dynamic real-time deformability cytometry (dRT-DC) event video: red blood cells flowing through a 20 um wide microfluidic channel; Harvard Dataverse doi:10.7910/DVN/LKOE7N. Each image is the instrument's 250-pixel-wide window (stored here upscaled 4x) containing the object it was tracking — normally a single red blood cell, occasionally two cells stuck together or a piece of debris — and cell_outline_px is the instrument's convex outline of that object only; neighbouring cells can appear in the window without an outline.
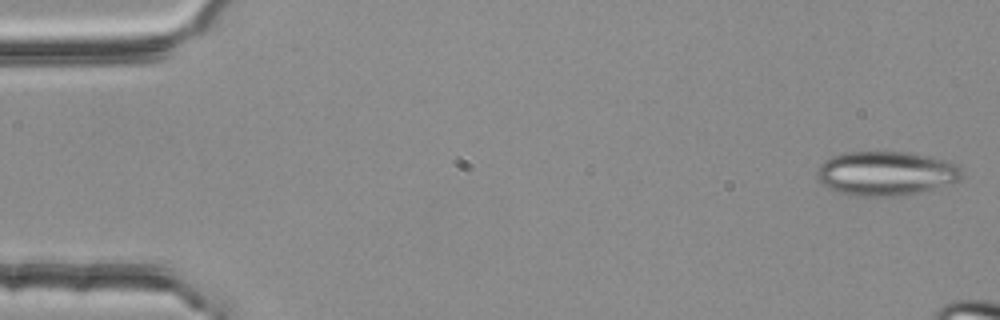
{"species": "common noctule bat (a hibernating species)", "species_latin": "Nyctalus noctula", "temperature_condition": "room temperature", "stored_images_in_passage": 5, "camera_frame_rate_fps": 3000, "um_per_image_px": 0.085, "animal": {"sex": "female", "body_mass_g": 25.1}, "frame": {"image": 1, "passage_image": 1, "time_ms": 0.0, "image_size_px": [1000, 320], "cell_outline_px": [[964, 176], [960, 180], [908, 196], [848, 196], [828, 188], [816, 176], [816, 168], [824, 160], [832, 156], [844, 152], [908, 152], [928, 156], [960, 164]], "centroid_in_image_um": [75.31, 14.75], "position_along_channel_um": 9.7, "area_um2": 37.86}}